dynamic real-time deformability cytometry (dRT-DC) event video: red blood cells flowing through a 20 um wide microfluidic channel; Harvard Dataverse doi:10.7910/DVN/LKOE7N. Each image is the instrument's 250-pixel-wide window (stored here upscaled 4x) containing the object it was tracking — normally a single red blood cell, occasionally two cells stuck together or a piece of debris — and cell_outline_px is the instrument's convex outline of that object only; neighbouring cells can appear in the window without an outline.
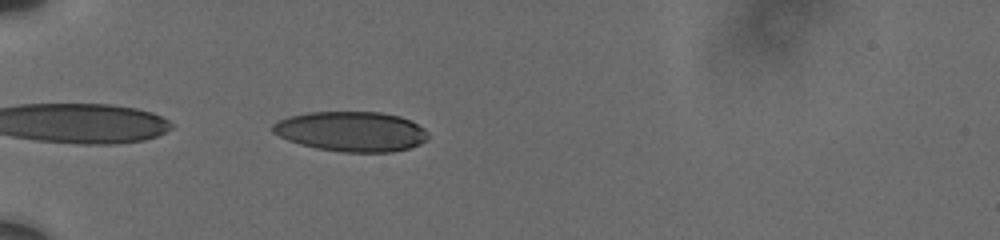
{"species": "human", "species_latin": "Homo sapiens", "temperature_condition": "cold", "stored_images_in_passage": 53, "camera_frame_rate_fps": 3000, "um_per_image_px": 0.085, "donor": {"sex": "male"}, "frame": {"image": 1, "passage_image": 3, "time_ms": 0.667, "image_size_px": [1000, 240], "cell_outline_px": [[428, 140], [420, 144], [408, 148], [392, 152], [344, 152], [316, 148], [300, 144], [288, 140], [272, 132], [272, 124], [288, 116], [308, 112], [380, 112], [400, 116], [424, 128], [428, 132]], "centroid_in_image_um": [29.86, 11.17], "position_along_channel_um": 55.1, "area_um2": 36.18}}
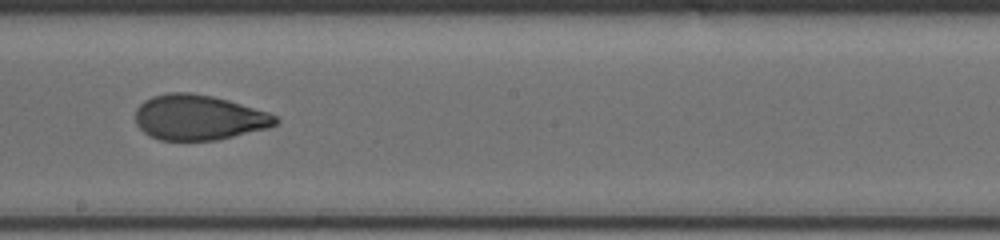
{"frame": {"image": 2, "passage_image": 25, "time_ms": 6.0, "image_size_px": [1000, 240], "cell_outline_px": [[280, 120], [276, 124], [268, 128], [216, 140], [160, 140], [144, 132], [136, 124], [136, 108], [144, 100], [152, 96], [168, 92], [188, 92], [212, 96], [228, 100], [268, 112], [276, 116]], "centroid_in_image_um": [16.88, 9.98], "position_along_channel_um": 231.3, "area_um2": 36.82}}
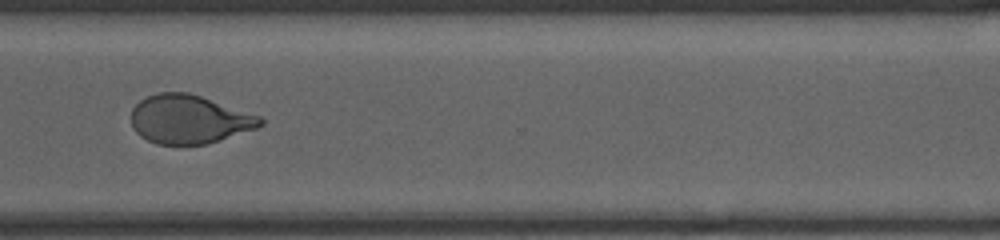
{"frame": {"image": 3, "passage_image": 39, "time_ms": 9.333, "image_size_px": [1000, 240], "cell_outline_px": [[264, 124], [256, 128], [204, 144], [156, 144], [140, 136], [132, 128], [132, 108], [140, 100], [148, 96], [160, 92], [188, 92], [260, 116], [264, 120]], "centroid_in_image_um": [16.04, 10.13], "position_along_channel_um": 354.6, "area_um2": 36.18}, "authors_computed_cell_mechanics": {"area_um2": 37.3966, "velocity_mm_per_s": 3.7065, "shape_relaxation_time_tau1_ms": 5.0563, "shape_relaxation_time_tau2_ms": 1.0904, "deformation_change_tau1": 0.1656, "deformation_change_tau2": 0.0664}}